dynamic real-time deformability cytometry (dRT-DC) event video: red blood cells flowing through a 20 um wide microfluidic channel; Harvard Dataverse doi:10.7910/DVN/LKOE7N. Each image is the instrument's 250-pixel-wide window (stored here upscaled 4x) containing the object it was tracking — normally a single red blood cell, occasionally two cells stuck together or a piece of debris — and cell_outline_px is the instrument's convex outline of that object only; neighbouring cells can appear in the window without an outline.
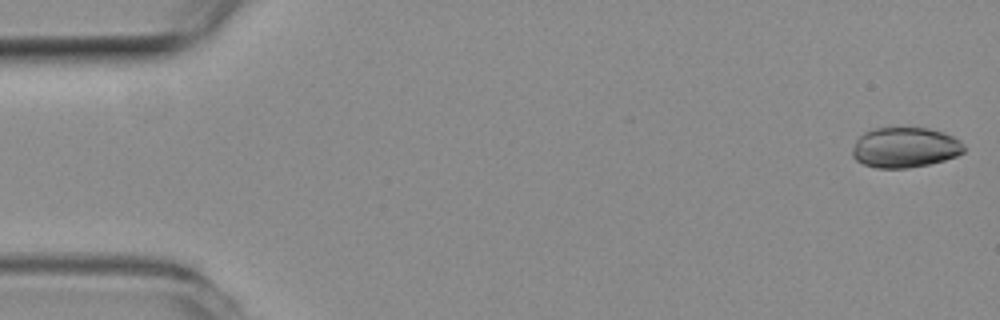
{"species": "common noctule bat (a hibernating species)", "species_latin": "Nyctalus noctula", "temperature_condition": "room temperature", "stored_images_in_passage": 9, "camera_frame_rate_fps": 3000, "um_per_image_px": 0.085, "animal": {"sex": "female", "body_mass_g": 19.3, "forearm_length_mm": 54.1}, "frame": {"image": 1, "passage_image": 1, "time_ms": 0.0, "image_size_px": [1000, 320], "cell_outline_px": [[964, 152], [956, 156], [944, 160], [928, 164], [908, 168], [876, 168], [864, 164], [856, 160], [852, 156], [852, 148], [856, 140], [864, 132], [872, 128], [928, 128], [944, 132], [960, 140], [964, 144]], "centroid_in_image_um": [76.91, 12.53], "position_along_channel_um": 8.1, "area_um2": 26.3}}